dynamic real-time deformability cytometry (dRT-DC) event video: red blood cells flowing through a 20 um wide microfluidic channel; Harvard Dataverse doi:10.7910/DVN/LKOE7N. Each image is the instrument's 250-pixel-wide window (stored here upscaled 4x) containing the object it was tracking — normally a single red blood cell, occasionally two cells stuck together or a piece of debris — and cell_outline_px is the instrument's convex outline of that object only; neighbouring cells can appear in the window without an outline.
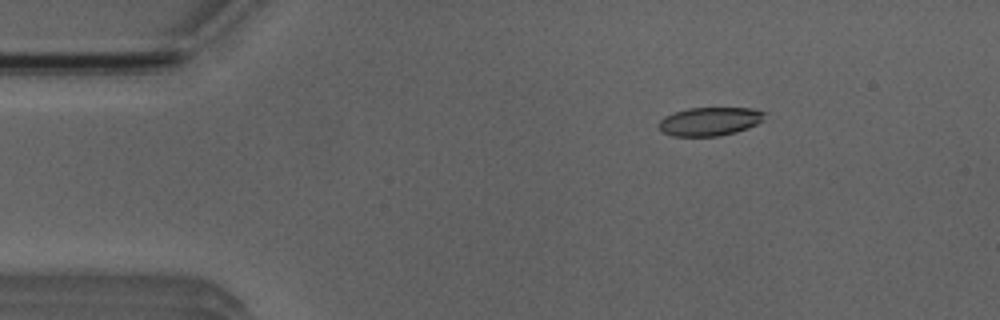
{"species": "Egyptian fruit bat (a non-hibernating species)", "species_latin": "Rousettus aegyptiacus", "temperature_condition": "room temperature", "stored_images_in_passage": 4, "camera_frame_rate_fps": 3000, "um_per_image_px": 0.085, "animal": {"sex": "male"}, "frame": {"image": 1, "passage_image": 2, "time_ms": 2.333, "image_size_px": [1000, 320], "cell_outline_px": [[768, 112], [764, 120], [748, 128], [736, 132], [720, 136], [672, 136], [664, 132], [660, 128], [660, 120], [664, 116], [688, 108], [752, 108]], "centroid_in_image_um": [60.4, 10.31], "position_along_channel_um": 24.6, "area_um2": 17.63}}